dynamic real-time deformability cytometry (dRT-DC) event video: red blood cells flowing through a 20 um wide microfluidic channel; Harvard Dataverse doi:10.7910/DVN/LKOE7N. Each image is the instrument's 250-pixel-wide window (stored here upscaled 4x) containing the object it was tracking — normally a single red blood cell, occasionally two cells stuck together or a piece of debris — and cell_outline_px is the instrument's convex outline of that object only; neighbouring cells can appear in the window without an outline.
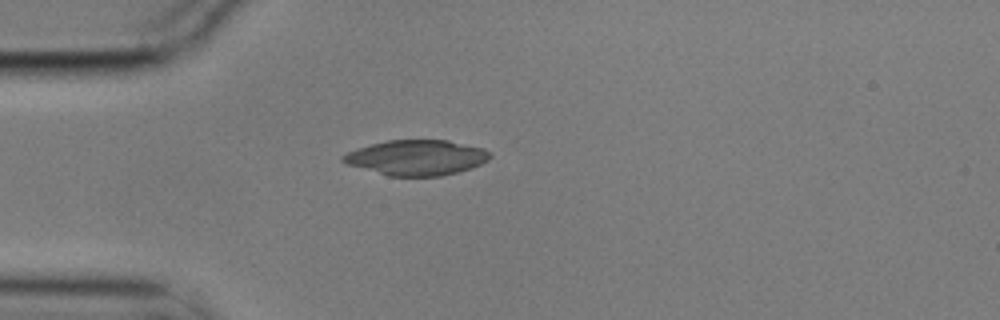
{"species": "common noctule bat (a hibernating species)", "species_latin": "Nyctalus noctula", "temperature_condition": "cold", "stored_images_in_passage": 1, "camera_frame_rate_fps": 3000, "um_per_image_px": 0.085, "animal": {"sex": "male", "body_mass_g": 17.9}, "frame": {"image": 1, "passage_image": 1, "time_ms": 0.0, "image_size_px": [1000, 320], "cell_outline_px": [[492, 156], [488, 160], [472, 168], [440, 176], [388, 176], [348, 164], [340, 160], [340, 156], [356, 148], [388, 140], [448, 140], [484, 148]], "centroid_in_image_um": [35.4, 13.39], "position_along_channel_um": 49.6, "area_um2": 30.11}}